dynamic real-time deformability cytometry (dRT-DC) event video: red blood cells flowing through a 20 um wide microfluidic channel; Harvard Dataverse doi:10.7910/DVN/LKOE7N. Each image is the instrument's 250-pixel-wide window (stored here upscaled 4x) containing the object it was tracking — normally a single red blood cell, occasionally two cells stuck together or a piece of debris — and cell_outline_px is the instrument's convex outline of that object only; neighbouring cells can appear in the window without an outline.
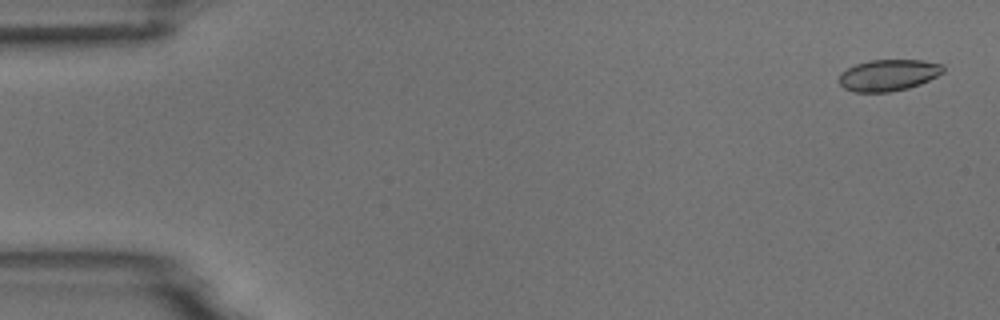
{"species": "common noctule bat (a hibernating species)", "species_latin": "Nyctalus noctula", "temperature_condition": "room temperature", "stored_images_in_passage": 54, "camera_frame_rate_fps": 3000, "um_per_image_px": 0.085, "animal": {"sex": "male", "body_mass_g": 18.8}, "frame": {"image": 1, "passage_image": 2, "time_ms": 0.333, "image_size_px": [1000, 320], "cell_outline_px": [[944, 72], [920, 84], [908, 88], [888, 92], [856, 92], [844, 88], [840, 84], [840, 72], [856, 64], [868, 60], [924, 60], [944, 64]], "centroid_in_image_um": [75.53, 6.38], "position_along_channel_um": 9.5, "area_um2": 19.07}}
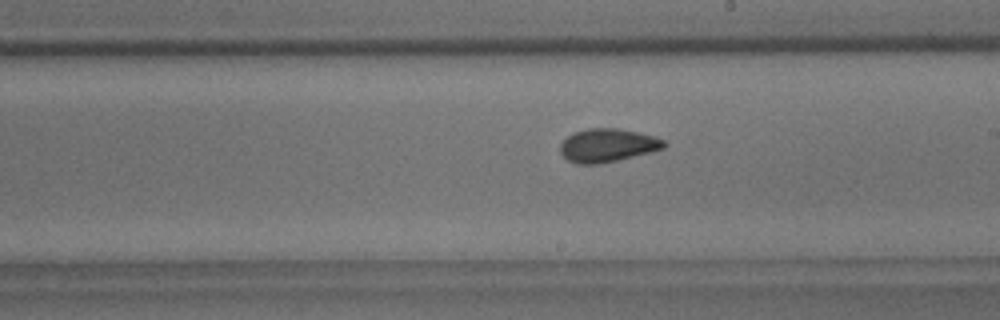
{"frame": {"image": 2, "passage_image": 31, "time_ms": 10.0, "image_size_px": [1000, 320], "cell_outline_px": [[668, 144], [664, 148], [652, 152], [600, 164], [576, 164], [568, 160], [560, 152], [560, 144], [572, 132], [588, 128], [616, 128], [656, 136], [664, 140]], "centroid_in_image_um": [51.65, 12.35], "position_along_channel_um": 237.3, "area_um2": 20.29}}
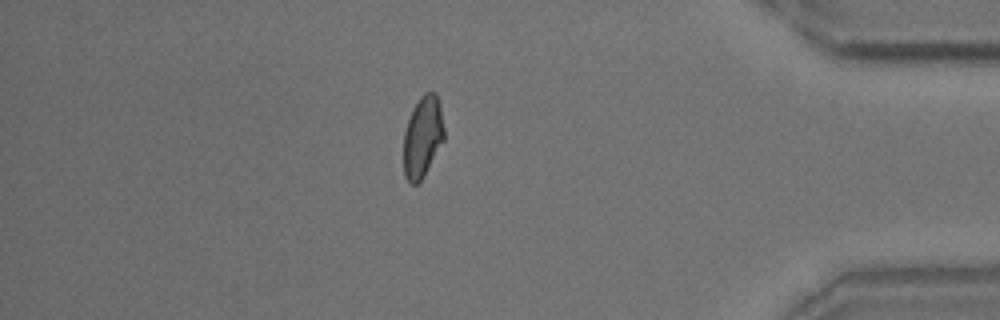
{"frame": {"image": 3, "passage_image": 47, "time_ms": 15.333, "image_size_px": [1000, 320], "cell_outline_px": [[444, 140], [424, 176], [416, 184], [412, 184], [404, 176], [404, 132], [412, 108], [420, 96], [424, 92], [436, 92], [440, 104], [444, 128]], "centroid_in_image_um": [35.93, 11.6], "position_along_channel_um": 399.3, "area_um2": 19.25}, "authors_computed_cell_mechanics": {"area_um2": 19.5942, "velocity_mm_per_s": 3.7156, "shape_relaxation_time_tau1_ms": 4.8872, "shape_relaxation_time_tau2_ms": 1.622, "deformation_change_tau1": 0.1307, "deformation_change_tau2": 0.0638}}